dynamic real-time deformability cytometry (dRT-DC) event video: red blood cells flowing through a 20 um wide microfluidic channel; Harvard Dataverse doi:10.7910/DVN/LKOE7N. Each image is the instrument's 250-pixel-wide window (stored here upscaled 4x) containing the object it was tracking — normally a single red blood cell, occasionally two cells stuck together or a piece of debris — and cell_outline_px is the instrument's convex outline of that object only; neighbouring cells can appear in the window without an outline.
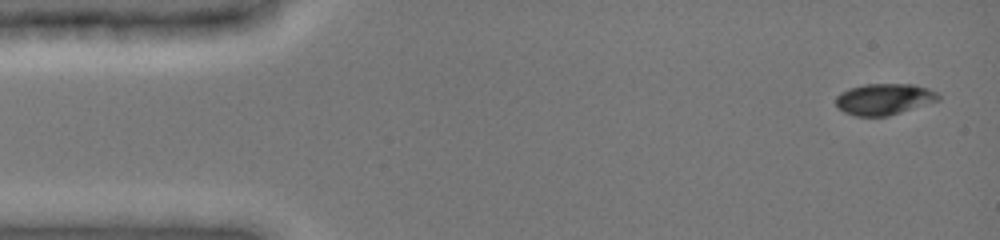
{"species": "common noctule bat (a hibernating species)", "species_latin": "Nyctalus noctula", "temperature_condition": "cold", "stored_images_in_passage": 8, "camera_frame_rate_fps": 3000, "um_per_image_px": 0.085, "animal": {"sex": "female", "body_mass_g": 19.0, "forearm_length_mm": 51.5}, "frame": {"image": 1, "passage_image": 1, "time_ms": 0.0, "image_size_px": [1000, 240], "cell_outline_px": [[940, 100], [888, 116], [856, 116], [844, 112], [836, 104], [836, 96], [840, 92], [848, 88], [864, 84], [912, 84], [928, 88], [936, 92], [940, 96]], "centroid_in_image_um": [75.14, 8.42], "position_along_channel_um": 9.9, "area_um2": 18.67}}
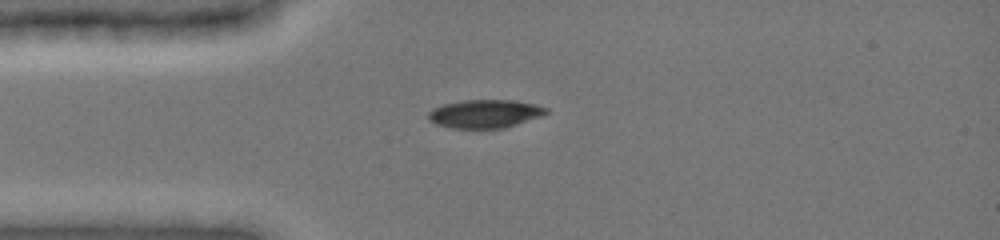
{"frame": {"image": 2, "passage_image": 5, "time_ms": 3.333, "image_size_px": [1000, 240], "cell_outline_px": [[548, 112], [540, 116], [504, 128], [452, 128], [436, 124], [428, 120], [428, 112], [432, 108], [444, 104], [460, 100], [512, 100], [536, 104], [548, 108]], "centroid_in_image_um": [41.18, 9.66], "position_along_channel_um": 43.8, "area_um2": 19.42}}
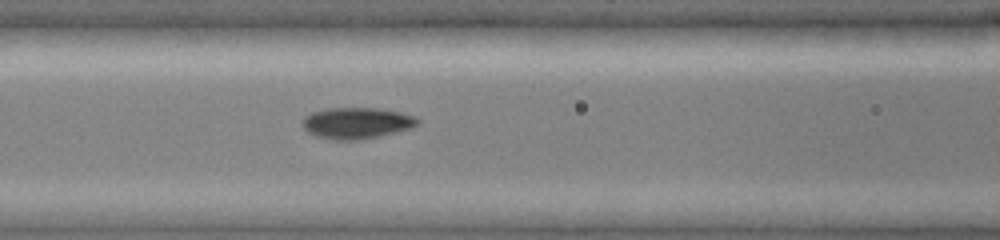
{"frame": {"image": 3, "passage_image": 8, "time_ms": 6.0, "image_size_px": [1000, 240], "cell_outline_px": [[420, 124], [412, 128], [360, 140], [332, 140], [316, 136], [308, 132], [304, 128], [300, 120], [304, 116], [312, 112], [328, 108], [376, 108], [400, 112], [416, 116], [420, 120]], "centroid_in_image_um": [30.31, 10.46], "position_along_channel_um": 136.3, "area_um2": 21.15}}